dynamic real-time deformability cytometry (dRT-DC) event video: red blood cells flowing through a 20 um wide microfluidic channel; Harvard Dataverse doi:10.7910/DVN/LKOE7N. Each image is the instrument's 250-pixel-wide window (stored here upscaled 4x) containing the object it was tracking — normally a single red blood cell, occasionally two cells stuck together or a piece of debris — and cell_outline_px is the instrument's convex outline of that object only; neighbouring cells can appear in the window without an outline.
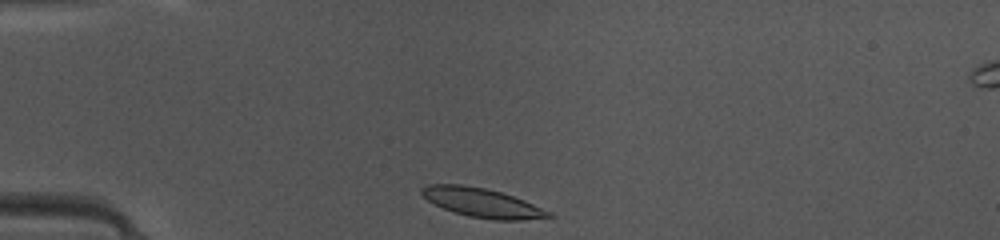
{"species": "common noctule bat (a hibernating species)", "species_latin": "Nyctalus noctula", "temperature_condition": "warm", "stored_images_in_passage": 37, "camera_frame_rate_fps": 3000, "um_per_image_px": 0.085, "animal": {"sex": "female", "body_mass_g": 10.0, "forearm_length_mm": 53.1}, "frame": {"image": 1, "passage_image": 1, "time_ms": 0.0, "image_size_px": [1000, 240], "cell_outline_px": [[556, 216], [520, 220], [492, 220], [468, 216], [444, 208], [428, 200], [420, 192], [420, 188], [428, 184], [460, 184], [484, 188], [500, 192], [524, 200], [552, 212]], "centroid_in_image_um": [41.0, 17.23], "position_along_channel_um": 44.0, "area_um2": 21.33}}
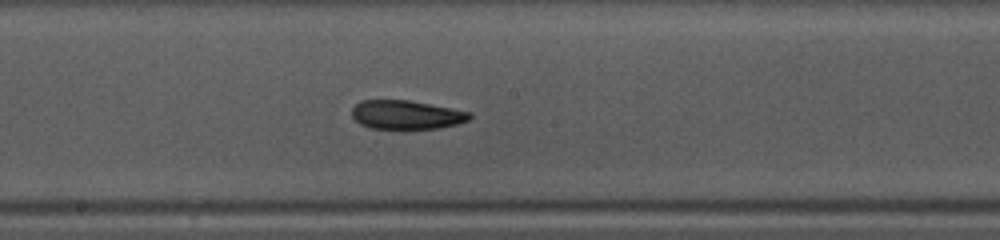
{"frame": {"image": 2, "passage_image": 15, "time_ms": 4.667, "image_size_px": [1000, 240], "cell_outline_px": [[472, 116], [468, 120], [456, 124], [440, 128], [372, 128], [360, 124], [352, 116], [352, 108], [360, 100], [408, 100], [452, 108], [472, 112]], "centroid_in_image_um": [34.55, 9.74], "position_along_channel_um": 213.7, "area_um2": 19.65}}
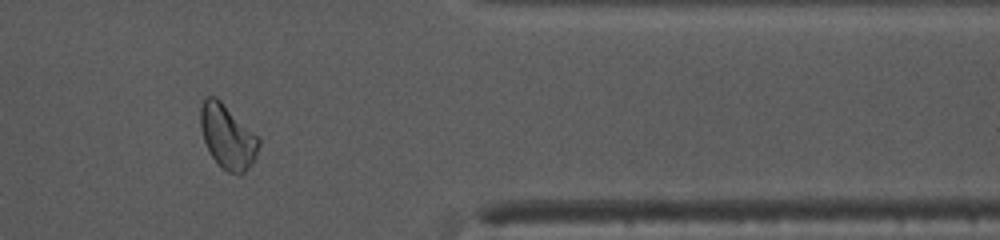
{"frame": {"image": 3, "passage_image": 29, "time_ms": 9.333, "image_size_px": [1000, 240], "cell_outline_px": [[260, 144], [256, 160], [240, 176], [228, 172], [212, 156], [204, 140], [200, 128], [200, 108], [204, 96], [216, 96], [260, 140]], "centroid_in_image_um": [19.33, 11.62], "position_along_channel_um": 392.1, "area_um2": 21.5}, "authors_computed_cell_mechanics": {"area_um2": 20.9236, "velocity_mm_per_s": 4.1456, "shape_relaxation_time_tau1_ms": 10.254, "shape_relaxation_time_tau2_ms": 4.1219, "deformation_change_tau1": 0.217, "deformation_change_tau2": 0.1064}}